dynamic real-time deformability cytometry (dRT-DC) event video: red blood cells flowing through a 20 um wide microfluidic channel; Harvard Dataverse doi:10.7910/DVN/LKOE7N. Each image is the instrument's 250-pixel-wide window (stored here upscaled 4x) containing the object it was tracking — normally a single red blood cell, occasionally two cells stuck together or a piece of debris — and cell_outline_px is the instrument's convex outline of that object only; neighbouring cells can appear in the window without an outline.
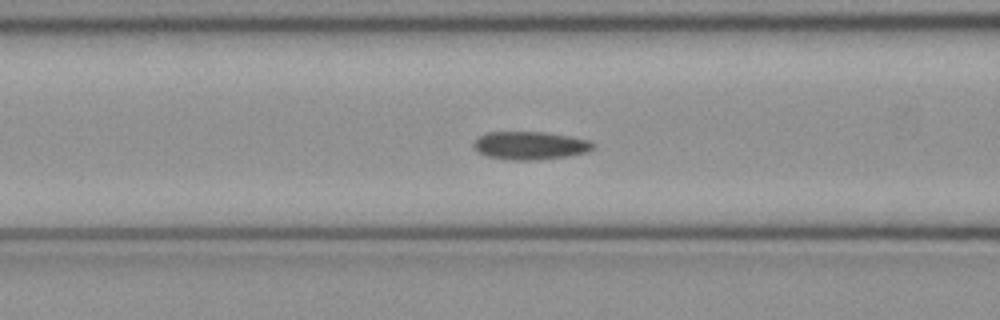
{"species": "common noctule bat (a hibernating species)", "species_latin": "Nyctalus noctula", "temperature_condition": "cold", "stored_images_in_passage": 52, "camera_frame_rate_fps": 3000, "um_per_image_px": 0.085, "animal": {"sex": "female", "body_mass_g": 21.9}, "frame": {"image": 1, "passage_image": 21, "time_ms": 6.667, "image_size_px": [1000, 320], "cell_outline_px": [[596, 148], [588, 152], [564, 156], [532, 160], [508, 160], [488, 156], [472, 148], [472, 144], [476, 136], [484, 132], [544, 132], [592, 140], [596, 144]], "centroid_in_image_um": [45.04, 12.35], "position_along_channel_um": 121.6, "area_um2": 19.77}}
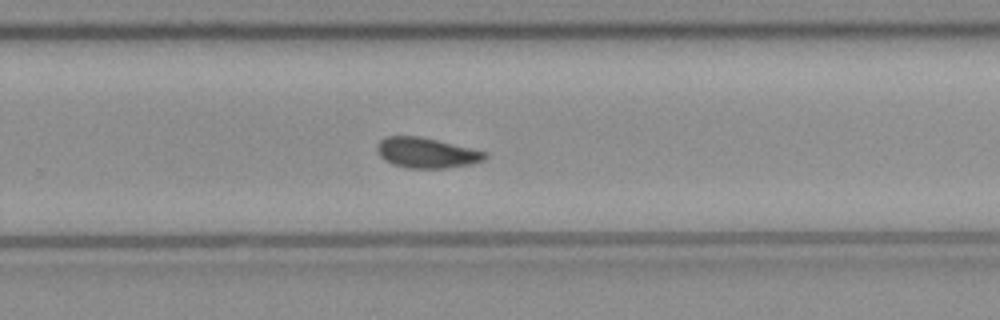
{"frame": {"image": 2, "passage_image": 34, "time_ms": 11.0, "image_size_px": [1000, 320], "cell_outline_px": [[488, 156], [484, 160], [472, 164], [444, 168], [404, 168], [392, 164], [384, 160], [376, 152], [376, 144], [384, 136], [420, 136], [488, 152]], "centroid_in_image_um": [36.22, 12.99], "position_along_channel_um": 293.6, "area_um2": 19.31}}
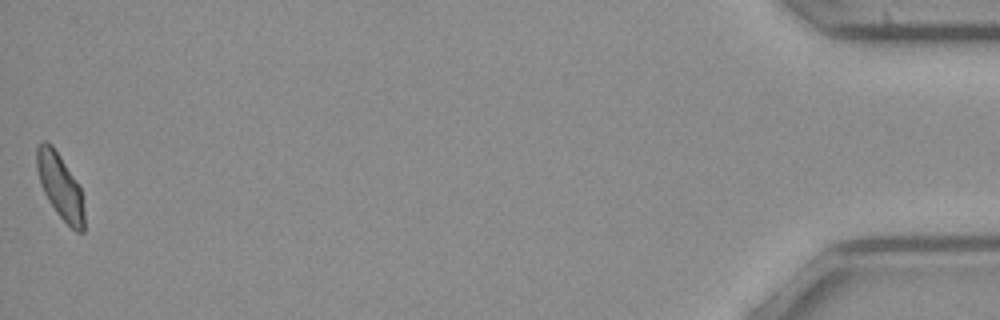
{"frame": {"image": 3, "passage_image": 52, "time_ms": 17.0, "image_size_px": [1000, 320], "cell_outline_px": [[84, 232], [76, 232], [56, 212], [48, 200], [40, 184], [36, 168], [36, 148], [40, 140], [44, 140], [52, 144], [60, 156], [80, 188], [84, 212]], "centroid_in_image_um": [5.08, 15.8], "position_along_channel_um": 430.1, "area_um2": 17.86}, "authors_computed_cell_mechanics": {"area_um2": 19.1607, "velocity_mm_per_s": 3.978, "shape_relaxation_time_tau1_ms": 4.0868, "shape_relaxation_time_tau2_ms": 2.312, "deformation_change_tau1": 0.1148, "deformation_change_tau2": 0.0776}}